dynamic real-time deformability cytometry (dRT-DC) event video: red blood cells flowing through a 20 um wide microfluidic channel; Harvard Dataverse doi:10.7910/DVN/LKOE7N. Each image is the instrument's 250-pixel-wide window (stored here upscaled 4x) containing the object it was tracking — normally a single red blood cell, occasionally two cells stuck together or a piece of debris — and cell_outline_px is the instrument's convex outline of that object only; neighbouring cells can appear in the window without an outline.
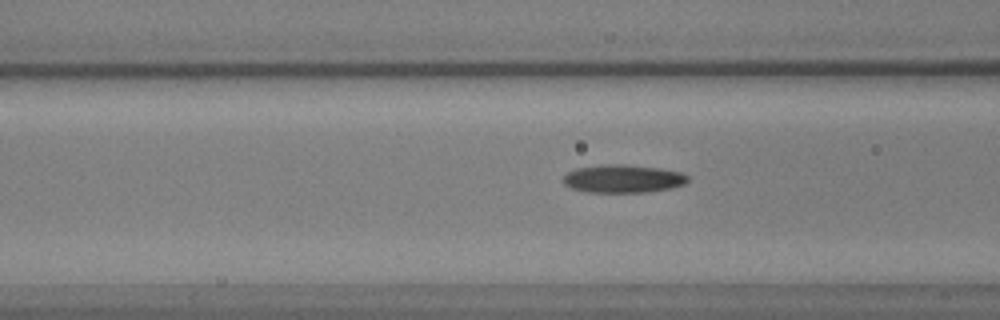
{"species": "common noctule bat (a hibernating species)", "species_latin": "Nyctalus noctula", "temperature_condition": "warm", "stored_images_in_passage": 59, "camera_frame_rate_fps": 3000, "um_per_image_px": 0.085, "animal": {"sex": "male", "body_mass_g": 17.9, "forearm_length_mm": 54.2}, "frame": {"image": 1, "passage_image": 23, "time_ms": 7.333, "image_size_px": [1000, 320], "cell_outline_px": [[688, 180], [684, 184], [668, 188], [644, 192], [588, 192], [572, 188], [564, 184], [564, 176], [568, 172], [576, 168], [600, 164], [624, 164], [660, 168], [680, 172], [688, 176]], "centroid_in_image_um": [52.93, 15.18], "position_along_channel_um": 113.7, "area_um2": 20.23}}
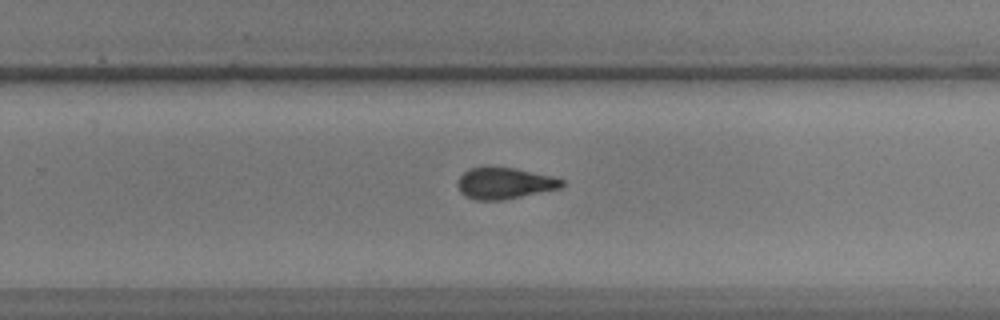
{"frame": {"image": 2, "passage_image": 38, "time_ms": 12.333, "image_size_px": [1000, 320], "cell_outline_px": [[564, 184], [560, 188], [504, 200], [476, 200], [464, 196], [460, 192], [456, 184], [456, 180], [468, 168], [484, 164], [516, 168], [552, 176], [564, 180]], "centroid_in_image_um": [42.81, 15.54], "position_along_channel_um": 287.0, "area_um2": 19.71}}
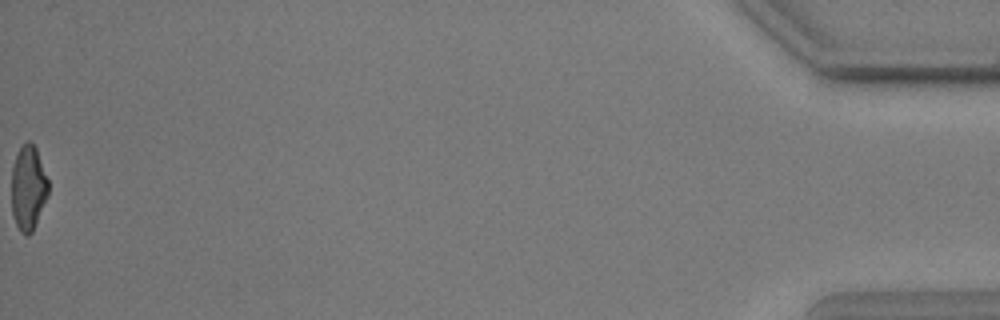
{"frame": {"image": 3, "passage_image": 59, "time_ms": 19.333, "image_size_px": [1000, 320], "cell_outline_px": [[48, 196], [32, 232], [28, 236], [20, 232], [12, 216], [12, 168], [16, 156], [20, 148], [28, 140], [36, 148], [48, 180]], "centroid_in_image_um": [2.4, 16.01], "position_along_channel_um": 432.8, "area_um2": 18.03}}